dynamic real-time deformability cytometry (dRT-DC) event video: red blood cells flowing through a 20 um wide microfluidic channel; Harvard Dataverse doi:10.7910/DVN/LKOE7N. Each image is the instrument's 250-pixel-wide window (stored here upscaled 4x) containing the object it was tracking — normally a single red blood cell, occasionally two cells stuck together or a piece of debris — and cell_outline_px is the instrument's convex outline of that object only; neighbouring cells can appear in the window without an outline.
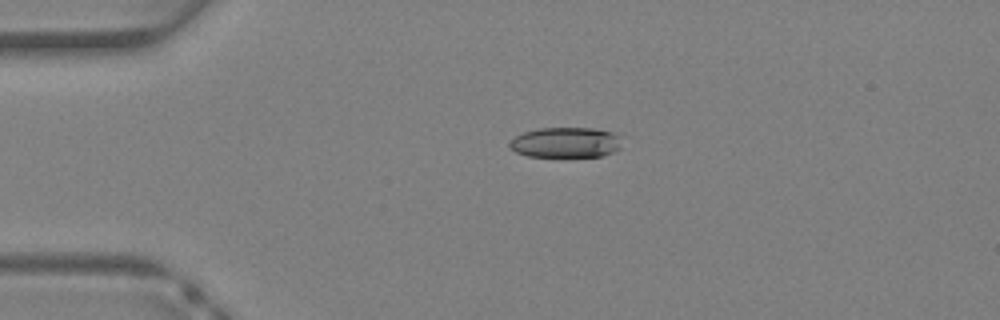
{"species": "Egyptian fruit bat (a non-hibernating species)", "species_latin": "Rousettus aegyptiacus", "temperature_condition": "warm", "stored_images_in_passage": 30, "camera_frame_rate_fps": 3000, "um_per_image_px": 0.085, "animal": {"sex": "female"}, "frame": {"image": 1, "passage_image": 1, "time_ms": 0.0, "image_size_px": [1000, 320], "cell_outline_px": [[620, 148], [612, 152], [600, 156], [528, 156], [516, 152], [508, 148], [508, 144], [516, 136], [524, 132], [540, 128], [592, 128], [612, 132], [616, 136]], "centroid_in_image_um": [48.01, 12.11], "position_along_channel_um": 37.0, "area_um2": 19.48}}
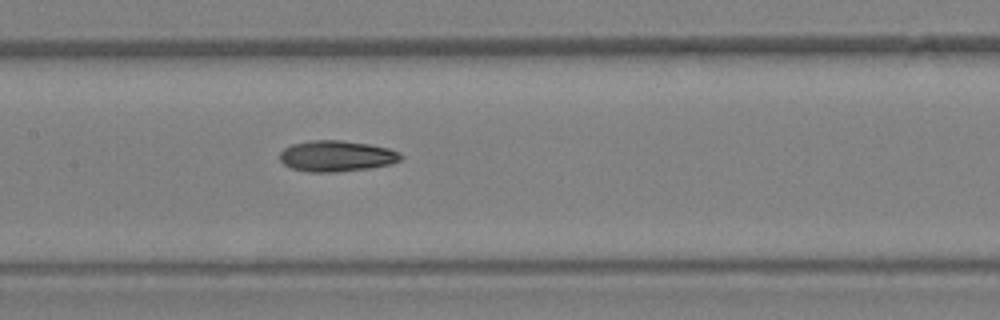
{"frame": {"image": 2, "passage_image": 11, "time_ms": 3.333, "image_size_px": [1000, 320], "cell_outline_px": [[404, 160], [392, 164], [372, 168], [336, 172], [308, 172], [292, 168], [284, 164], [280, 160], [280, 152], [284, 148], [292, 144], [312, 140], [340, 140], [368, 144], [388, 148], [400, 152], [404, 156]], "centroid_in_image_um": [28.66, 13.27], "position_along_channel_um": 178.7, "area_um2": 22.08}}
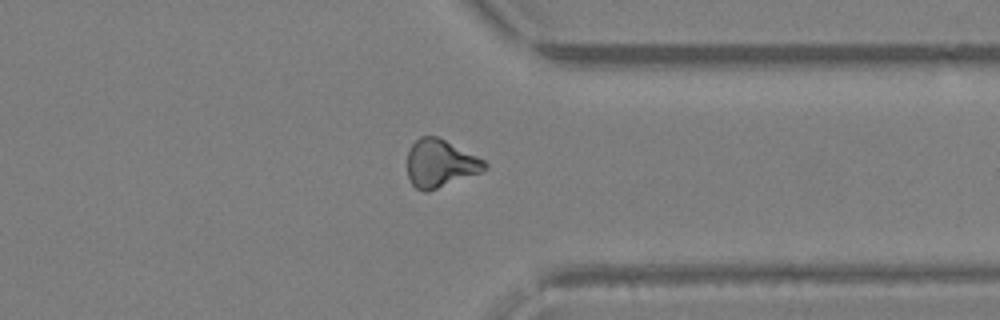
{"frame": {"image": 3, "passage_image": 22, "time_ms": 7.0, "image_size_px": [1000, 320], "cell_outline_px": [[488, 168], [480, 172], [428, 192], [424, 192], [416, 188], [412, 184], [408, 176], [408, 152], [412, 144], [420, 136], [436, 136], [484, 160], [488, 164]], "centroid_in_image_um": [37.4, 13.9], "position_along_channel_um": 374.0, "area_um2": 21.21}}